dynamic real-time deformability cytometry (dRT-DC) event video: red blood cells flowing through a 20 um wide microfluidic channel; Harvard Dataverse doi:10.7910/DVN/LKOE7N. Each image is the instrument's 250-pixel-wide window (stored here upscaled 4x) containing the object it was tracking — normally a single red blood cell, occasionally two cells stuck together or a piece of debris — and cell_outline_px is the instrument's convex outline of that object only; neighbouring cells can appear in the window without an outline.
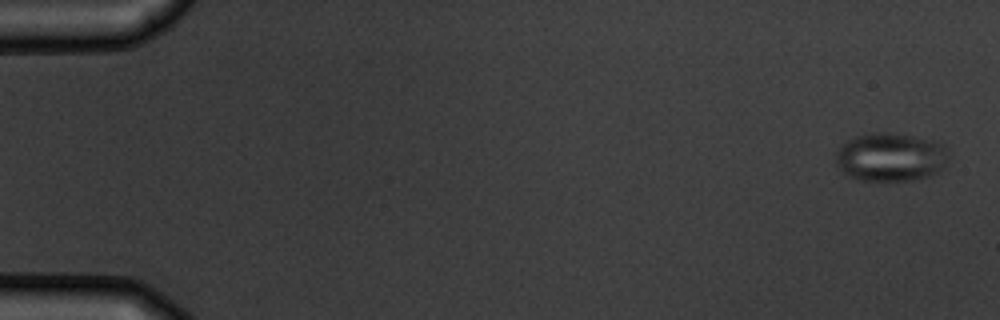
{"species": "common noctule bat (a hibernating species)", "species_latin": "Nyctalus noctula", "temperature_condition": "warm", "stored_images_in_passage": 10, "camera_frame_rate_fps": 3000, "um_per_image_px": 0.085, "animal": {"sex": "male", "body_mass_g": 19.5, "forearm_length_mm": 54.6}, "frame": {"image": 1, "passage_image": 1, "time_ms": 0.0, "image_size_px": [1000, 320], "cell_outline_px": [[952, 156], [936, 172], [928, 176], [912, 180], [856, 180], [848, 176], [836, 164], [836, 152], [848, 140], [856, 136], [876, 132], [884, 132], [912, 136], [932, 140], [944, 144]], "centroid_in_image_um": [75.72, 13.35], "position_along_channel_um": 9.3, "area_um2": 31.79}}